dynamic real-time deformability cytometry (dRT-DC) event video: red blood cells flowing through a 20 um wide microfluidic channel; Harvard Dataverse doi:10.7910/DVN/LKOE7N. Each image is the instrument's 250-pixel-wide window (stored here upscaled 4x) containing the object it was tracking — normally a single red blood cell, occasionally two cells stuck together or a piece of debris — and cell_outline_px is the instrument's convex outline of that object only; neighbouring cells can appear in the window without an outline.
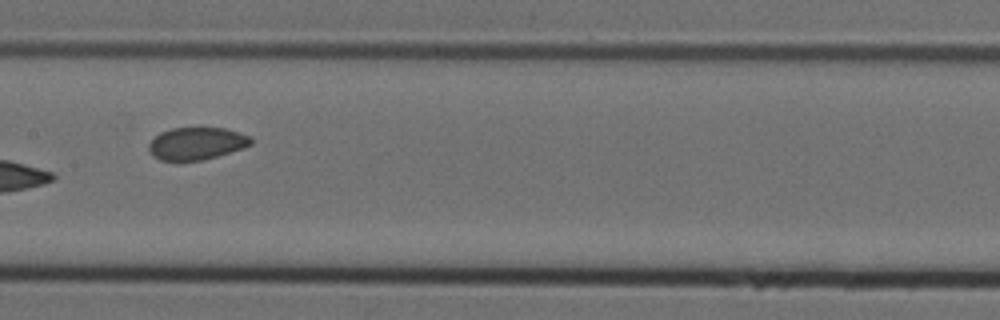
{"species": "Egyptian fruit bat (a non-hibernating species)", "species_latin": "Rousettus aegyptiacus", "temperature_condition": "cold", "stored_images_in_passage": 15, "camera_frame_rate_fps": 3000, "um_per_image_px": 0.085, "animal": {"sex": "female"}, "frame": {"image": 1, "passage_image": 9, "time_ms": 2.667, "image_size_px": [1000, 320], "cell_outline_px": [[252, 144], [244, 148], [216, 156], [200, 160], [160, 160], [152, 156], [148, 148], [148, 144], [160, 132], [172, 128], [224, 128], [248, 136], [252, 140]], "centroid_in_image_um": [16.68, 12.2], "position_along_channel_um": 190.7, "area_um2": 19.02}}
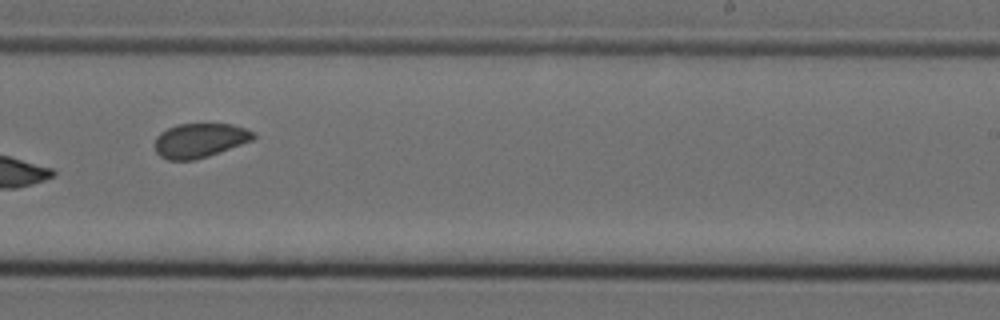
{"frame": {"image": 2, "passage_image": 11, "time_ms": 3.333, "image_size_px": [1000, 320], "cell_outline_px": [[256, 136], [252, 140], [220, 152], [208, 156], [192, 160], [168, 160], [160, 156], [156, 152], [156, 136], [160, 132], [176, 124], [232, 124], [244, 128], [252, 132]], "centroid_in_image_um": [16.96, 11.93], "position_along_channel_um": 272.0, "area_um2": 19.54}}
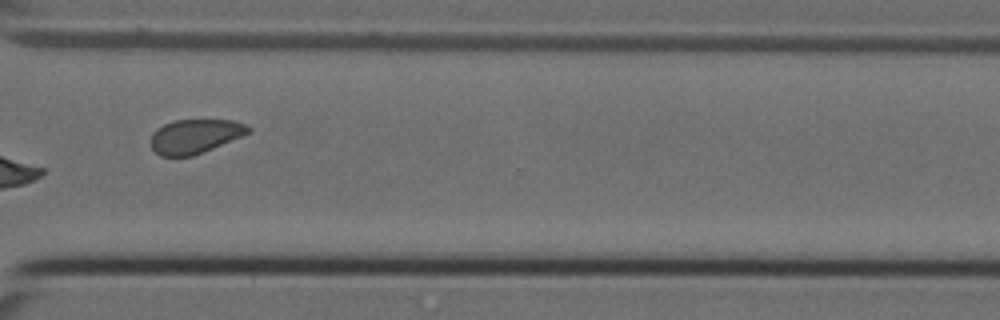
{"frame": {"image": 3, "passage_image": 13, "time_ms": 4.0, "image_size_px": [1000, 320], "cell_outline_px": [[252, 132], [192, 156], [160, 156], [152, 148], [152, 132], [156, 128], [164, 124], [176, 120], [232, 120], [244, 124], [252, 128]], "centroid_in_image_um": [16.58, 11.57], "position_along_channel_um": 354.0, "area_um2": 19.25}}